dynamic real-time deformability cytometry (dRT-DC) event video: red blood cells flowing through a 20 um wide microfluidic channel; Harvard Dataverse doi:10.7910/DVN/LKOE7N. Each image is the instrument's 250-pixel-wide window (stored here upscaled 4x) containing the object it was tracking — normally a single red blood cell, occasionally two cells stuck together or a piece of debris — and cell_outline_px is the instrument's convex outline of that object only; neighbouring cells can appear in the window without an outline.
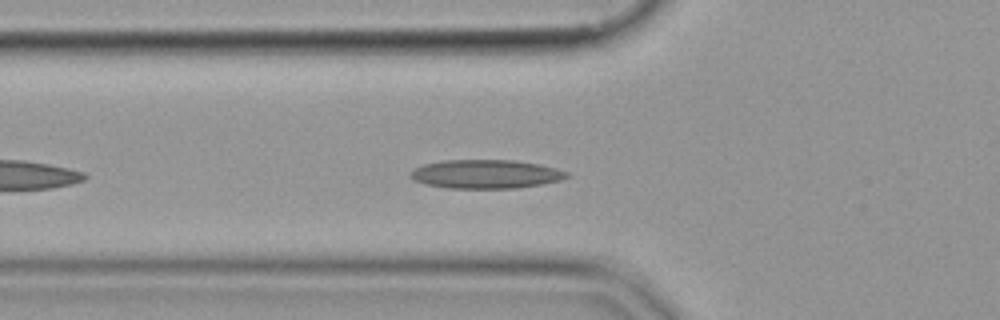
{"species": "common noctule bat (a hibernating species)", "species_latin": "Nyctalus noctula", "temperature_condition": "cold", "stored_images_in_passage": 36, "camera_frame_rate_fps": 3000, "um_per_image_px": 0.085, "animal": {"sex": "female", "body_mass_g": 19.9}, "frame": {"image": 1, "passage_image": 7, "time_ms": 2.0, "image_size_px": [1000, 320], "cell_outline_px": [[568, 176], [560, 180], [540, 184], [516, 188], [448, 188], [424, 184], [408, 176], [416, 168], [424, 164], [444, 160], [512, 160], [540, 164], [556, 168], [568, 172]], "centroid_in_image_um": [41.29, 14.79], "position_along_channel_um": 84.5, "area_um2": 26.01}}
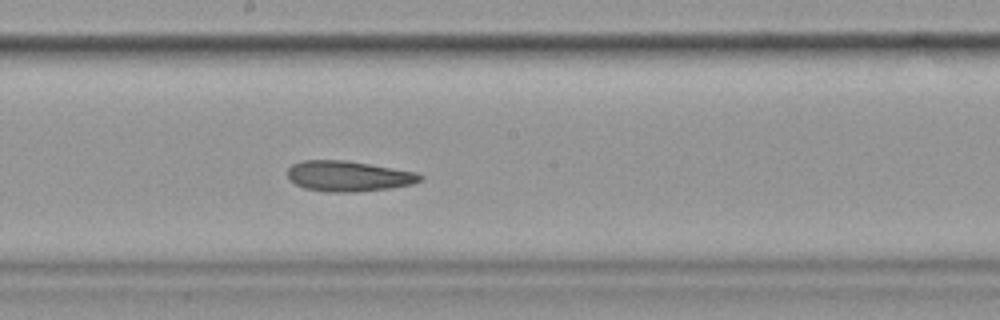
{"frame": {"image": 2, "passage_image": 18, "time_ms": 5.667, "image_size_px": [1000, 320], "cell_outline_px": [[424, 180], [412, 184], [388, 188], [356, 192], [328, 192], [304, 188], [296, 184], [288, 176], [288, 168], [292, 164], [304, 160], [344, 160], [416, 172], [424, 176]], "centroid_in_image_um": [29.63, 14.97], "position_along_channel_um": 218.6, "area_um2": 23.41}}
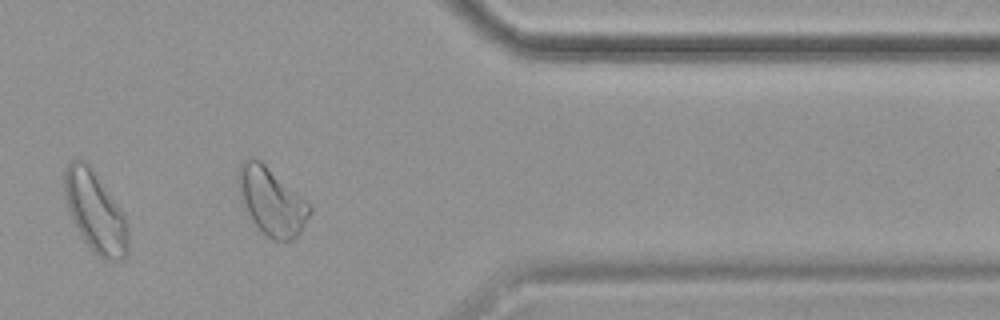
{"frame": {"image": 3, "passage_image": 33, "time_ms": 10.667, "image_size_px": [1000, 320], "cell_outline_px": [[312, 212], [300, 232], [292, 240], [276, 240], [268, 236], [252, 220], [244, 204], [240, 192], [236, 176], [236, 172], [240, 164], [244, 160], [252, 156], [260, 160], [308, 200], [312, 204]], "centroid_in_image_um": [23.11, 17.06], "position_along_channel_um": 388.3, "area_um2": 27.98}}